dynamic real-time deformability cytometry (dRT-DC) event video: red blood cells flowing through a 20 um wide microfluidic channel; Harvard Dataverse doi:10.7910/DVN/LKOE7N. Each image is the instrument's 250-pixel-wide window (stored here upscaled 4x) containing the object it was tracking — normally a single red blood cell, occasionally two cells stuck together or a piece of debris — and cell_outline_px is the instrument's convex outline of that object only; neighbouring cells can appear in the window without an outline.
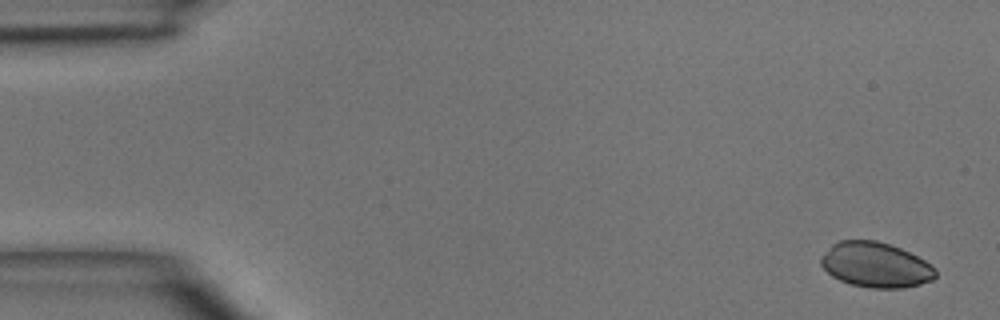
{"species": "common noctule bat (a hibernating species)", "species_latin": "Nyctalus noctula", "temperature_condition": "room temperature", "stored_images_in_passage": 4, "camera_frame_rate_fps": 3000, "um_per_image_px": 0.085, "animal": {"sex": "male", "body_mass_g": 15.6}, "frame": {"image": 1, "passage_image": 1, "time_ms": 0.0, "image_size_px": [1000, 320], "cell_outline_px": [[936, 276], [932, 280], [920, 284], [904, 288], [868, 288], [852, 284], [840, 280], [832, 276], [820, 264], [820, 256], [832, 244], [840, 240], [876, 240], [900, 248], [924, 260], [936, 268]], "centroid_in_image_um": [74.42, 22.52], "position_along_channel_um": 10.6, "area_um2": 30.11}}
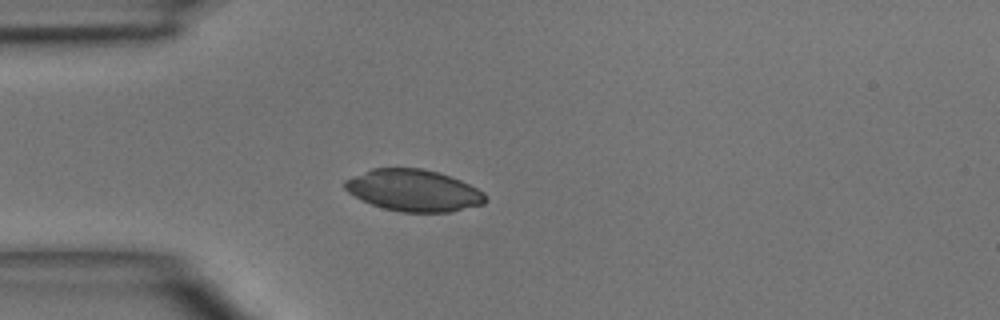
{"frame": {"image": 2, "passage_image": 4, "time_ms": 3.667, "image_size_px": [1000, 320], "cell_outline_px": [[488, 200], [484, 204], [452, 212], [400, 212], [384, 208], [372, 204], [348, 192], [344, 188], [344, 180], [372, 168], [420, 168], [440, 172], [460, 180], [484, 192]], "centroid_in_image_um": [35.19, 16.19], "position_along_channel_um": 49.8, "area_um2": 34.16}}